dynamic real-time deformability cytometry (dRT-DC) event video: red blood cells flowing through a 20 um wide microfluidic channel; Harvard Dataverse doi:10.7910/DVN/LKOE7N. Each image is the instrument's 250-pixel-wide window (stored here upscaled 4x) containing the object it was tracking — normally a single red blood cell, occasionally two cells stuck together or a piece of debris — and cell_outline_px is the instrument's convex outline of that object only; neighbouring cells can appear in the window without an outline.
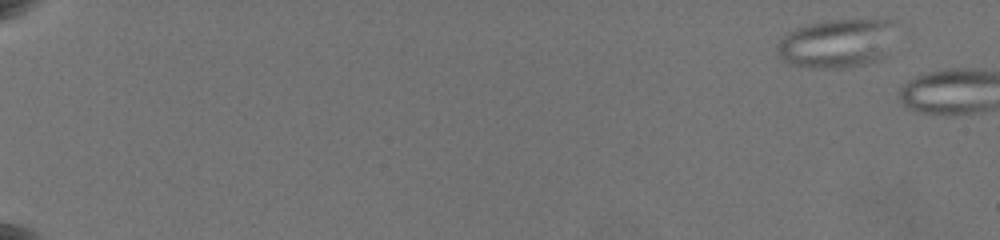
{"species": "common noctule bat (a hibernating species)", "species_latin": "Nyctalus noctula", "temperature_condition": "warm", "stored_images_in_passage": 4, "camera_frame_rate_fps": 3000, "um_per_image_px": 0.085, "animal": {"sex": "female", "body_mass_g": 19.5, "forearm_length_mm": 54.1}, "frame": {"image": 1, "passage_image": 1, "time_ms": 0.0, "image_size_px": [1000, 240], "cell_outline_px": [[896, 24], [888, 56], [880, 60], [864, 64], [840, 68], [812, 68], [788, 64], [776, 52], [776, 44], [788, 32], [796, 28], [812, 24], [832, 20], [892, 20]], "centroid_in_image_um": [71.17, 3.7], "position_along_channel_um": 13.8, "area_um2": 33.99}}